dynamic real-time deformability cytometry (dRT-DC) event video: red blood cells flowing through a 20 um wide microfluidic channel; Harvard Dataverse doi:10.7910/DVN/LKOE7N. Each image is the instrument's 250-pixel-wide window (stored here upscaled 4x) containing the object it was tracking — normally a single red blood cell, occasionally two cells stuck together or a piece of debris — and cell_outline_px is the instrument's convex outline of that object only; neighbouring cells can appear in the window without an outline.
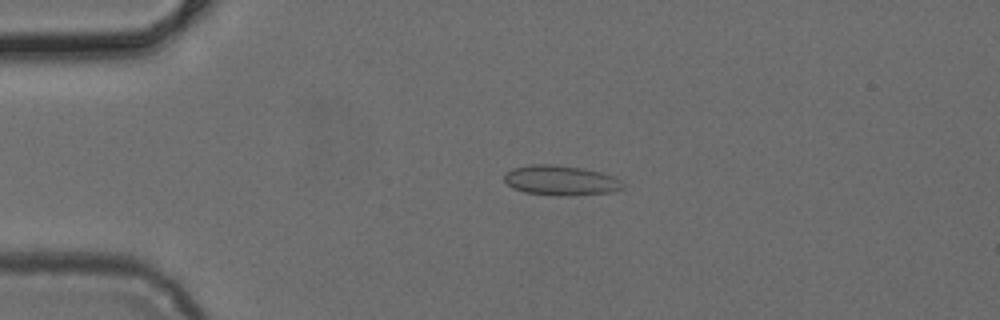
{"species": "common noctule bat (a hibernating species)", "species_latin": "Nyctalus noctula", "temperature_condition": "cold", "stored_images_in_passage": 49, "camera_frame_rate_fps": 3000, "um_per_image_px": 0.085, "animal": {"sex": "female", "body_mass_g": 24.6, "forearm_length_mm": 56.2}, "frame": {"image": 1, "passage_image": 11, "time_ms": 3.333, "image_size_px": [1000, 320], "cell_outline_px": [[624, 188], [612, 192], [568, 196], [556, 196], [524, 192], [512, 188], [504, 180], [504, 172], [512, 168], [528, 164], [552, 164], [584, 168], [600, 172], [612, 176], [620, 180], [624, 184]], "centroid_in_image_um": [47.63, 15.33], "position_along_channel_um": 37.4, "area_um2": 20.98}}
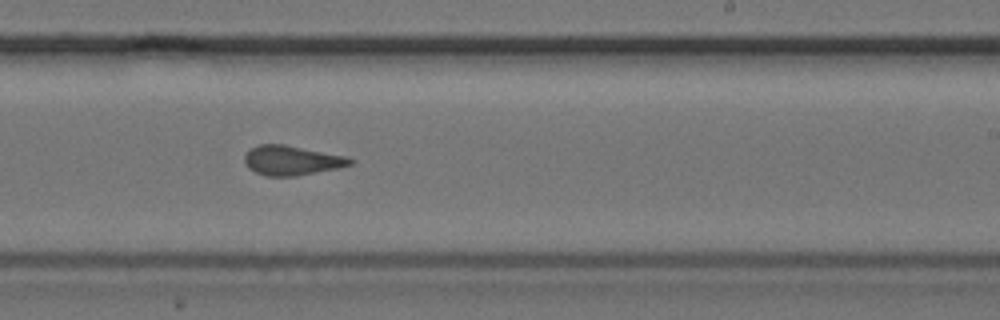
{"frame": {"image": 2, "passage_image": 30, "time_ms": 9.667, "image_size_px": [1000, 320], "cell_outline_px": [[356, 160], [352, 164], [340, 168], [296, 176], [264, 176], [248, 168], [244, 160], [244, 156], [252, 148], [260, 144], [284, 144], [348, 156]], "centroid_in_image_um": [24.85, 13.64], "position_along_channel_um": 264.2, "area_um2": 18.38}}
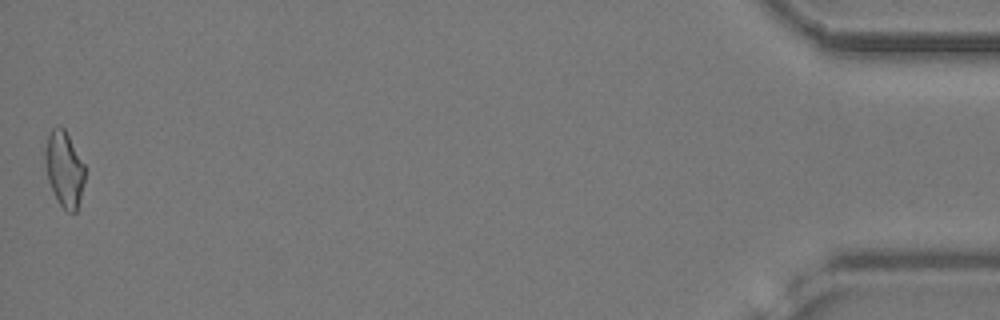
{"frame": {"image": 3, "passage_image": 49, "time_ms": 16.0, "image_size_px": [1000, 320], "cell_outline_px": [[84, 184], [76, 212], [68, 212], [60, 204], [48, 180], [44, 156], [44, 152], [48, 132], [52, 128], [60, 124], [64, 128], [84, 164]], "centroid_in_image_um": [5.45, 14.32], "position_along_channel_um": 429.8, "area_um2": 17.34}}